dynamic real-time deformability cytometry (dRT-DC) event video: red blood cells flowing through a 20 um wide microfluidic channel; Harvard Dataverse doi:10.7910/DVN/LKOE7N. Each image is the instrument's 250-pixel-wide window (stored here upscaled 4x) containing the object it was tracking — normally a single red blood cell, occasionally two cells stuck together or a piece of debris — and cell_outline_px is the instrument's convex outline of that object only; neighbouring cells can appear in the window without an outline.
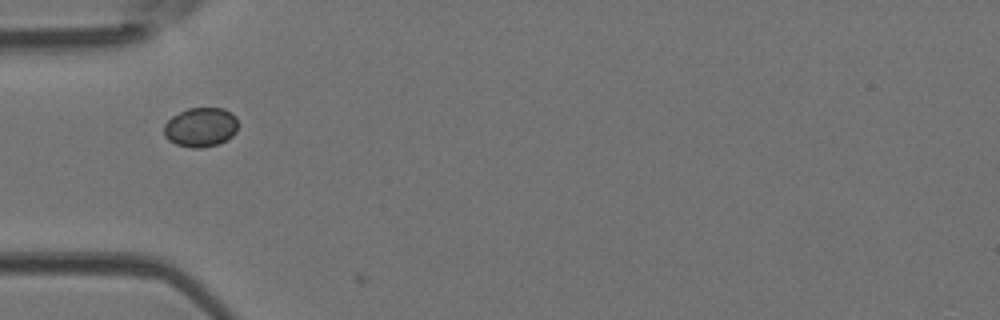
{"species": "Egyptian fruit bat (a non-hibernating species)", "species_latin": "Rousettus aegyptiacus", "temperature_condition": "room temperature", "stored_images_in_passage": 2, "camera_frame_rate_fps": 3000, "um_per_image_px": 0.085, "animal": {"sex": "female"}, "frame": {"image": 1, "passage_image": 1, "time_ms": 0.0, "image_size_px": [1000, 320], "cell_outline_px": [[236, 132], [232, 136], [216, 144], [200, 148], [192, 148], [176, 144], [168, 140], [164, 136], [164, 124], [172, 116], [188, 108], [224, 108], [232, 112], [236, 116]], "centroid_in_image_um": [17.04, 10.8], "position_along_channel_um": 68.0, "area_um2": 16.94}}